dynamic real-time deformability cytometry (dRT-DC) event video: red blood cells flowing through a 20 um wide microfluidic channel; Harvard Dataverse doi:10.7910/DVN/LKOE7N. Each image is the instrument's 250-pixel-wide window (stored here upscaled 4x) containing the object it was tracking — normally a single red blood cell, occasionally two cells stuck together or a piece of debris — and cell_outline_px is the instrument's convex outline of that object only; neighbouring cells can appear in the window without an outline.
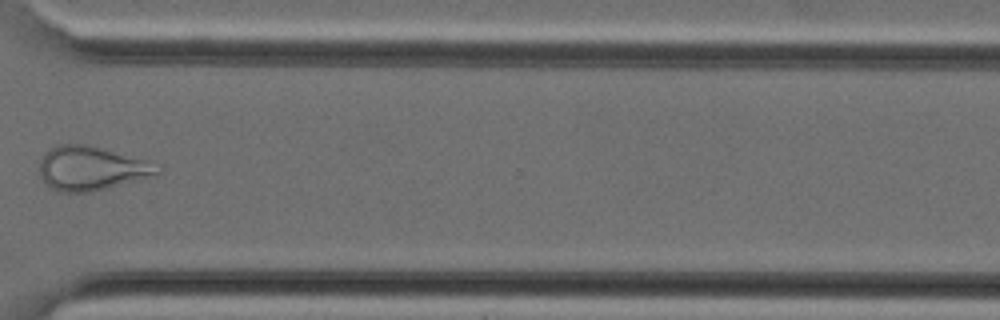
{"species": "Egyptian fruit bat (a non-hibernating species)", "species_latin": "Rousettus aegyptiacus", "temperature_condition": "cold", "stored_images_in_passage": 34, "camera_frame_rate_fps": 3000, "um_per_image_px": 0.085, "animal": {"sex": "female"}, "frame": {"image": 1, "passage_image": 25, "time_ms": 8.0, "image_size_px": [1000, 320], "cell_outline_px": [[160, 172], [156, 176], [92, 192], [56, 192], [40, 176], [40, 160], [48, 148], [56, 144], [84, 144], [100, 148], [160, 164]], "centroid_in_image_um": [7.77, 14.32], "position_along_channel_um": 362.8, "area_um2": 30.35}}
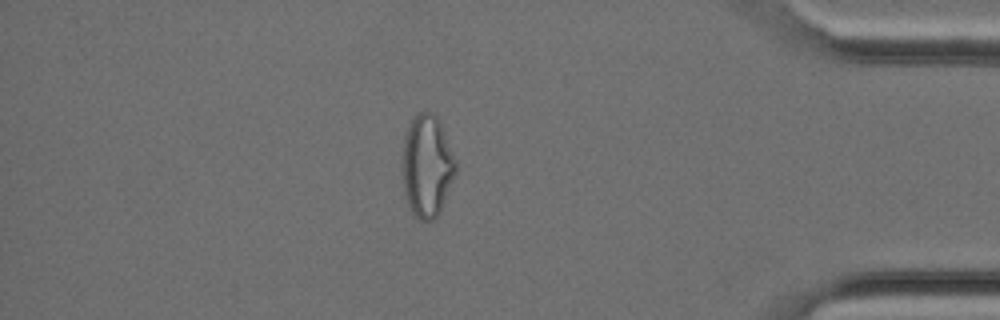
{"frame": {"image": 2, "passage_image": 29, "time_ms": 9.333, "image_size_px": [1000, 320], "cell_outline_px": [[456, 172], [440, 212], [432, 220], [420, 220], [412, 216], [404, 196], [400, 164], [404, 136], [408, 124], [416, 112], [428, 112], [436, 116], [440, 120], [456, 160]], "centroid_in_image_um": [36.25, 14.11], "position_along_channel_um": 399.0, "area_um2": 32.66}}